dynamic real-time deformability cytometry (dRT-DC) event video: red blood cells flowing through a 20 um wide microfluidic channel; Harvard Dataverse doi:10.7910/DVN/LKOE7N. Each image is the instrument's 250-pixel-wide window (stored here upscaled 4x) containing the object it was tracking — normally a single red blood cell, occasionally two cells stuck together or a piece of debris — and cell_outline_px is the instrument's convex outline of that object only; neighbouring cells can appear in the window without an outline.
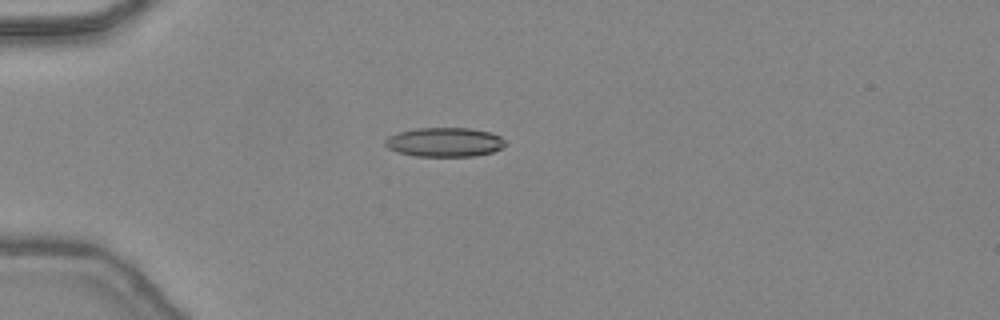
{"species": "common noctule bat (a hibernating species)", "species_latin": "Nyctalus noctula", "temperature_condition": "warm", "stored_images_in_passage": 47, "camera_frame_rate_fps": 3000, "um_per_image_px": 0.085, "animal": {"sex": "female", "body_mass_g": 24.6, "forearm_length_mm": 56.2}, "frame": {"image": 1, "passage_image": 14, "time_ms": 4.333, "image_size_px": [1000, 320], "cell_outline_px": [[504, 144], [500, 148], [492, 152], [472, 156], [416, 156], [400, 152], [388, 148], [384, 144], [384, 140], [388, 136], [400, 132], [416, 128], [472, 128], [492, 132], [500, 136], [504, 140]], "centroid_in_image_um": [37.78, 12.07], "position_along_channel_um": 47.2, "area_um2": 20.35}}
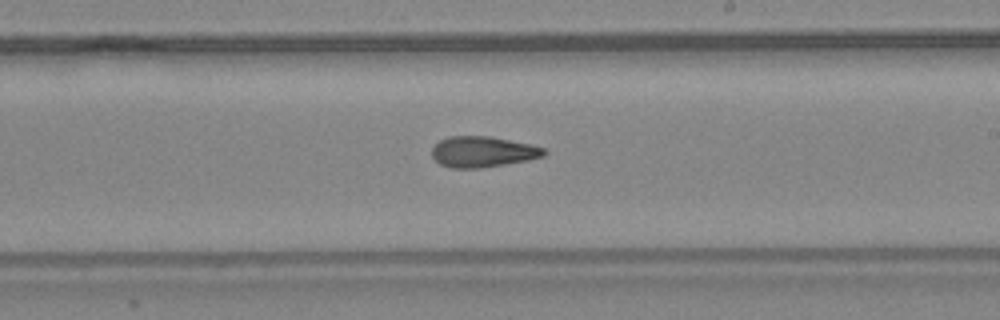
{"frame": {"image": 2, "passage_image": 29, "time_ms": 9.333, "image_size_px": [1000, 320], "cell_outline_px": [[548, 152], [544, 156], [528, 160], [480, 168], [452, 168], [440, 164], [432, 156], [432, 148], [440, 140], [448, 136], [488, 136], [532, 144], [544, 148]], "centroid_in_image_um": [41.05, 12.9], "position_along_channel_um": 248.0, "area_um2": 20.11}}
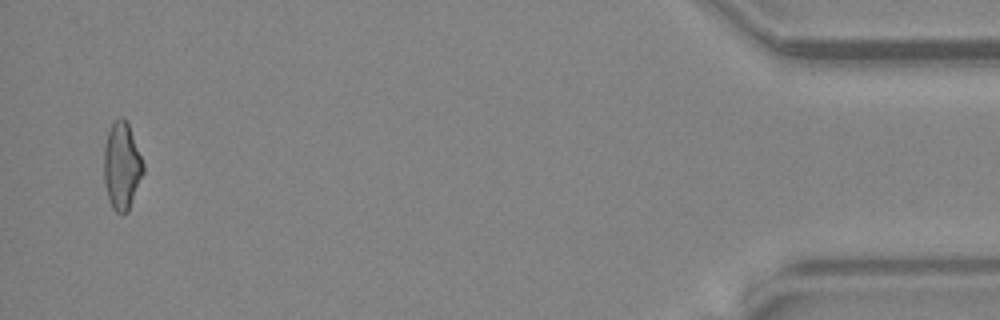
{"frame": {"image": 3, "passage_image": 46, "time_ms": 15.0, "image_size_px": [1000, 320], "cell_outline_px": [[144, 172], [128, 212], [124, 216], [116, 212], [112, 208], [108, 200], [104, 180], [104, 144], [108, 132], [112, 124], [120, 116], [124, 116], [128, 120], [144, 164]], "centroid_in_image_um": [10.36, 14.1], "position_along_channel_um": 424.8, "area_um2": 20.4}, "authors_computed_cell_mechanics": {"area_um2": 20.0566, "velocity_mm_per_s": 4.5093, "shape_relaxation_time_tau1_ms": null, "shape_relaxation_time_tau2_ms": 2.7247, "deformation_change_tau1": null, "deformation_change_tau2": 0.1223}}